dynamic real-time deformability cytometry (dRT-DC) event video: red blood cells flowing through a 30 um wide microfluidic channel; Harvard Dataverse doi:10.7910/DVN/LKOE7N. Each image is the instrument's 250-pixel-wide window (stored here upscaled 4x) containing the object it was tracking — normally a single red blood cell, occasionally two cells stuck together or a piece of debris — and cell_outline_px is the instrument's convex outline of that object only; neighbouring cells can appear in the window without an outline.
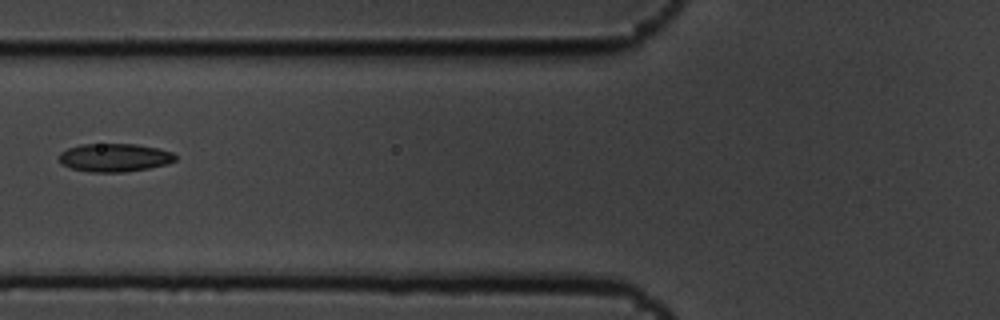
{"species": "common noctule bat (a hibernating species)", "species_latin": "Nyctalus noctula", "temperature_condition": "cold", "stored_images_in_passage": 4, "camera_frame_rate_fps": 3000, "um_per_image_px": 0.085, "animal": {"sex": "male", "body_mass_g": 19.5, "forearm_length_mm": 54.6}, "frame": {"image": 1, "passage_image": 4, "time_ms": 1.0, "image_size_px": [1000, 320], "cell_outline_px": [[176, 160], [168, 164], [148, 168], [124, 172], [92, 172], [72, 168], [60, 164], [60, 152], [68, 148], [80, 144], [136, 144], [156, 148], [172, 152], [176, 156]], "centroid_in_image_um": [9.73, 13.39], "position_along_channel_um": 116.1, "area_um2": 19.07}}